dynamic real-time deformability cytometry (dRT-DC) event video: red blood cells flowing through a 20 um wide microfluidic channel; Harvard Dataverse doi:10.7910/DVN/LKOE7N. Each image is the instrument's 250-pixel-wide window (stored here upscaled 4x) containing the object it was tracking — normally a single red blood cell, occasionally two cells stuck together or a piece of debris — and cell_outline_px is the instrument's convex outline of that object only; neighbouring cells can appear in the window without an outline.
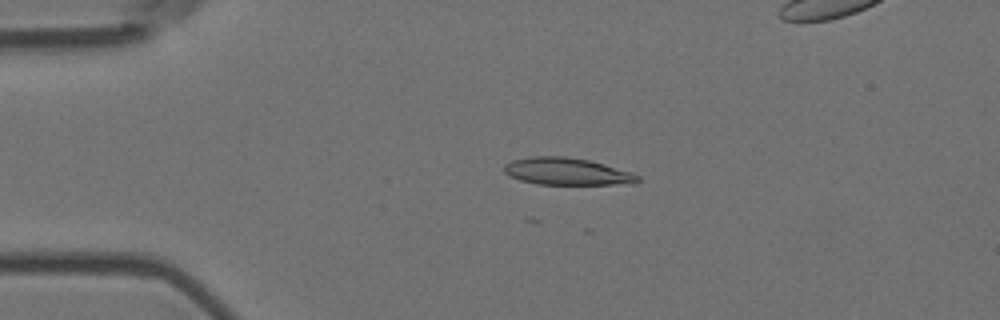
{"species": "Egyptian fruit bat (a non-hibernating species)", "species_latin": "Rousettus aegyptiacus", "temperature_condition": "room temperature", "stored_images_in_passage": 36, "camera_frame_rate_fps": 3000, "um_per_image_px": 0.085, "animal": {"sex": "female"}, "frame": {"image": 1, "passage_image": 8, "time_ms": 2.333, "image_size_px": [1000, 320], "cell_outline_px": [[640, 180], [632, 184], [536, 184], [520, 180], [508, 176], [504, 172], [504, 164], [512, 160], [532, 156], [568, 156], [588, 160], [604, 164], [632, 172], [640, 176]], "centroid_in_image_um": [48.17, 14.57], "position_along_channel_um": 36.8, "area_um2": 21.27}}
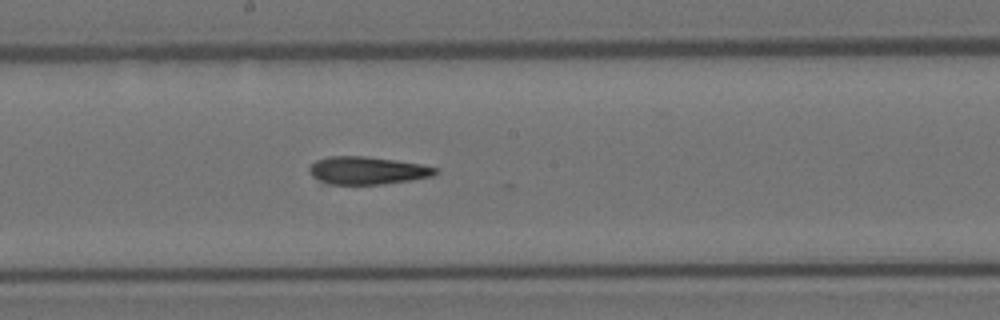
{"frame": {"image": 2, "passage_image": 26, "time_ms": 8.333, "image_size_px": [1000, 320], "cell_outline_px": [[440, 172], [432, 176], [408, 180], [380, 184], [324, 184], [312, 176], [308, 172], [308, 168], [316, 160], [328, 156], [364, 156], [396, 160], [420, 164], [440, 168]], "centroid_in_image_um": [31.2, 14.49], "position_along_channel_um": 217.0, "area_um2": 20.46}}
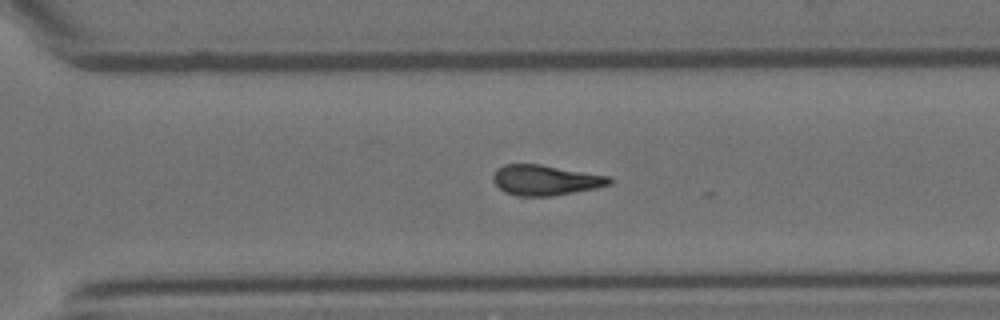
{"frame": {"image": 3, "passage_image": 35, "time_ms": 11.333, "image_size_px": [1000, 320], "cell_outline_px": [[616, 180], [612, 184], [596, 188], [552, 196], [516, 196], [504, 192], [492, 180], [492, 176], [496, 168], [504, 164], [540, 164], [612, 176]], "centroid_in_image_um": [46.4, 15.3], "position_along_channel_um": 324.2, "area_um2": 20.92}}